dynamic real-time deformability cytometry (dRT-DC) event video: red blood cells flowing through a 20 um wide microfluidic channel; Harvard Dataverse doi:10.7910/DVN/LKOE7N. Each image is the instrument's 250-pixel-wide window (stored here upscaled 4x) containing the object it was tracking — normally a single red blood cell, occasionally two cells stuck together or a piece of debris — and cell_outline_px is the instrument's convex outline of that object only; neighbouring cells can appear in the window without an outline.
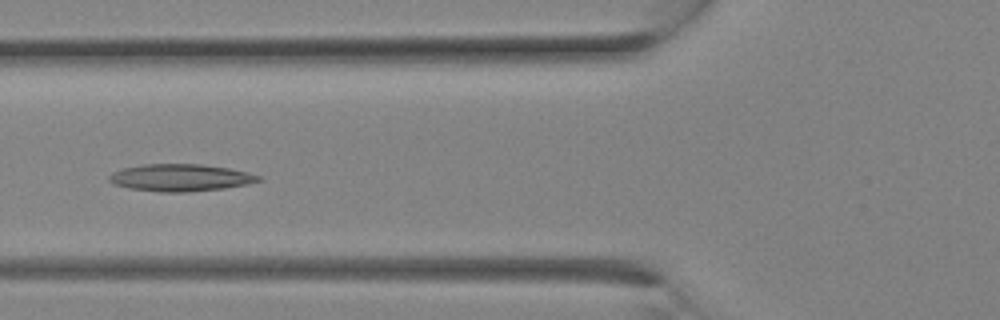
{"species": "Egyptian fruit bat (a non-hibernating species)", "species_latin": "Rousettus aegyptiacus", "temperature_condition": "room temperature", "stored_images_in_passage": 24, "camera_frame_rate_fps": 3000, "um_per_image_px": 0.085, "animal": {"sex": "female"}, "frame": {"image": 1, "passage_image": 7, "time_ms": 2.0, "image_size_px": [1000, 320], "cell_outline_px": [[264, 180], [248, 184], [224, 188], [184, 192], [160, 192], [128, 188], [112, 184], [108, 180], [108, 176], [112, 172], [124, 168], [140, 164], [200, 164], [228, 168], [248, 172], [260, 176]], "centroid_in_image_um": [15.32, 15.1], "position_along_channel_um": 110.5, "area_um2": 23.76}}
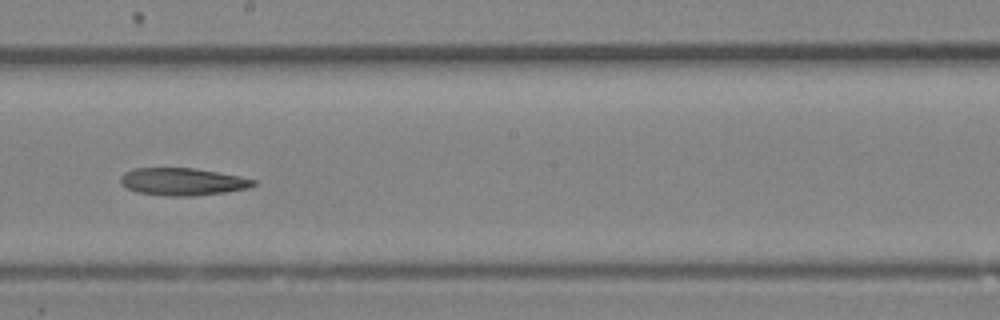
{"frame": {"image": 2, "passage_image": 12, "time_ms": 3.667, "image_size_px": [1000, 320], "cell_outline_px": [[256, 184], [248, 188], [224, 192], [192, 196], [164, 196], [136, 192], [128, 188], [120, 180], [120, 176], [124, 172], [136, 168], [192, 168], [240, 176], [256, 180]], "centroid_in_image_um": [15.51, 15.44], "position_along_channel_um": 232.7, "area_um2": 21.1}}
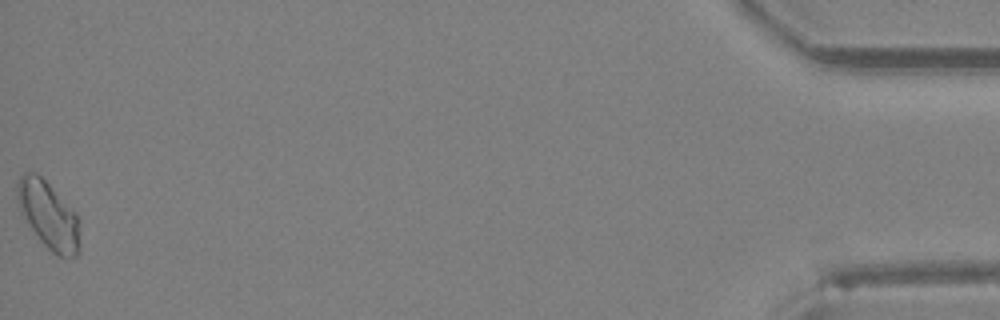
{"frame": {"image": 3, "passage_image": 24, "time_ms": 7.667, "image_size_px": [1000, 320], "cell_outline_px": [[80, 252], [76, 256], [68, 260], [52, 252], [40, 240], [28, 224], [20, 212], [16, 196], [16, 184], [20, 176], [24, 172], [36, 172], [76, 212], [80, 220]], "centroid_in_image_um": [4.15, 18.32], "position_along_channel_um": 431.1, "area_um2": 24.91}}